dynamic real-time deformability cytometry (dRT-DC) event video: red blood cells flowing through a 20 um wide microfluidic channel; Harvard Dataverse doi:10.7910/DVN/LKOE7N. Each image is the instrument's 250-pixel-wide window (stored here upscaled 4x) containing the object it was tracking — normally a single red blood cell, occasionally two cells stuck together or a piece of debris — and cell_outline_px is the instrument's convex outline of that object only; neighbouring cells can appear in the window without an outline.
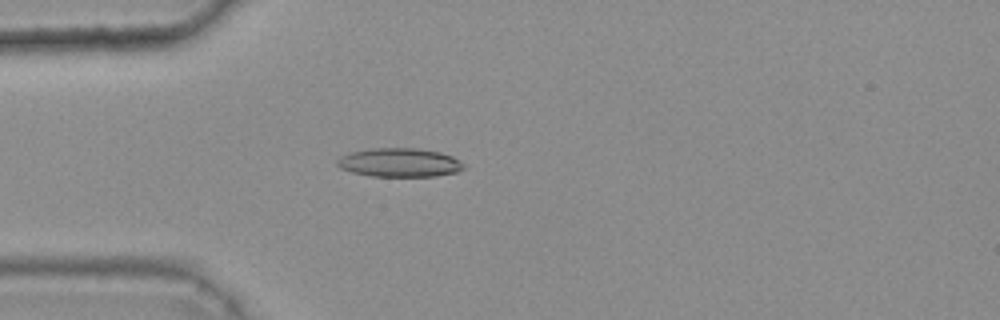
{"species": "common noctule bat (a hibernating species)", "species_latin": "Nyctalus noctula", "temperature_condition": "warm", "stored_images_in_passage": 34, "camera_frame_rate_fps": 3000, "um_per_image_px": 0.085, "animal": {"sex": "female", "body_mass_g": 25.1}, "frame": {"image": 1, "passage_image": 2, "time_ms": 0.333, "image_size_px": [1000, 320], "cell_outline_px": [[464, 168], [456, 172], [436, 176], [372, 176], [352, 172], [340, 168], [336, 164], [336, 160], [340, 156], [348, 152], [372, 148], [420, 148], [440, 152], [452, 156], [464, 164]], "centroid_in_image_um": [33.92, 13.81], "position_along_channel_um": 51.1, "area_um2": 21.33}}
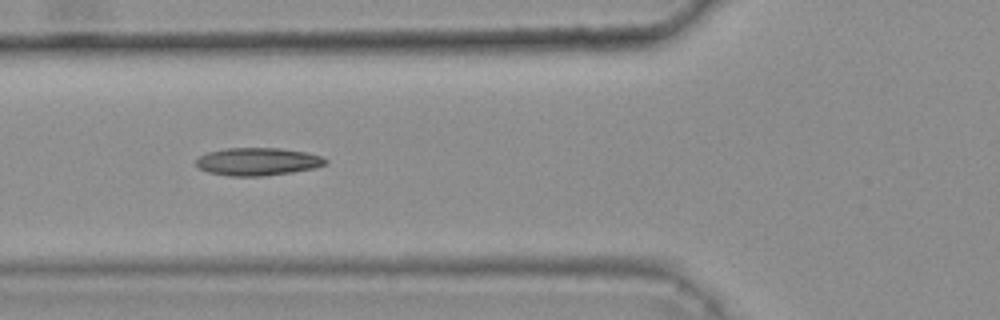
{"frame": {"image": 2, "passage_image": 7, "time_ms": 2.0, "image_size_px": [1000, 320], "cell_outline_px": [[328, 160], [324, 164], [316, 168], [292, 172], [264, 176], [228, 176], [208, 172], [196, 168], [196, 160], [200, 156], [208, 152], [228, 148], [280, 148], [304, 152], [320, 156]], "centroid_in_image_um": [21.87, 13.74], "position_along_channel_um": 103.9, "area_um2": 20.92}}
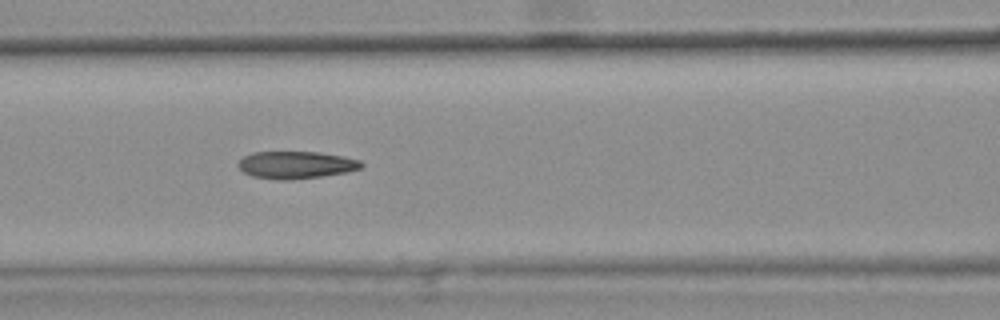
{"frame": {"image": 3, "passage_image": 10, "time_ms": 3.0, "image_size_px": [1000, 320], "cell_outline_px": [[364, 164], [360, 168], [348, 172], [320, 176], [288, 180], [280, 180], [252, 176], [244, 172], [236, 164], [244, 156], [252, 152], [320, 152], [360, 160]], "centroid_in_image_um": [25.14, 14.01], "position_along_channel_um": 141.5, "area_um2": 19.48}, "authors_computed_cell_mechanics": {"area_um2": 19.8254, "velocity_mm_per_s": 3.7308, "shape_relaxation_time_tau1_ms": null, "shape_relaxation_time_tau2_ms": 2.4275, "deformation_change_tau1": null, "deformation_change_tau2": 0.116}}